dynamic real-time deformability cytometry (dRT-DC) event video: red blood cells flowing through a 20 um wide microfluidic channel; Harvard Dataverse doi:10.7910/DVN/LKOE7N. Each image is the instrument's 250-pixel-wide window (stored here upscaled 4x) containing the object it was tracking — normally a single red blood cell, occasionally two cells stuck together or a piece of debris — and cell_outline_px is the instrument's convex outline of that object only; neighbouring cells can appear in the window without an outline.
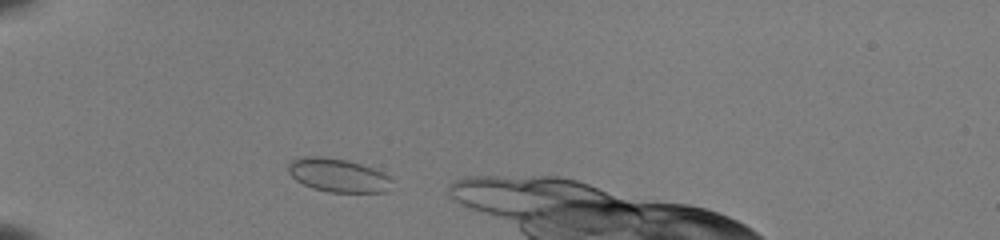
{"species": "common noctule bat (a hibernating species)", "species_latin": "Nyctalus noctula", "temperature_condition": "room temperature", "stored_images_in_passage": 12, "camera_frame_rate_fps": 3000, "um_per_image_px": 0.085, "animal": {"sex": "female", "body_mass_g": 22.0, "forearm_length_mm": 56.7}, "frame": {"image": 1, "passage_image": 3, "time_ms": 0.667, "image_size_px": [1000, 240], "cell_outline_px": [[392, 180], [388, 192], [328, 192], [312, 188], [296, 180], [288, 172], [288, 164], [292, 160], [304, 156], [320, 156], [348, 160], [384, 172]], "centroid_in_image_um": [28.73, 14.9], "position_along_channel_um": 56.3, "area_um2": 20.29}}
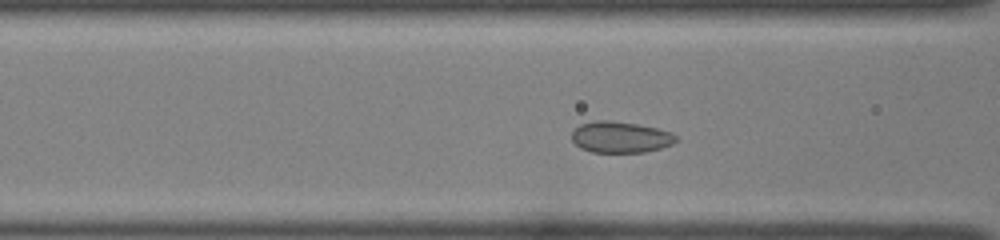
{"frame": {"image": 2, "passage_image": 9, "time_ms": 2.667, "image_size_px": [1000, 240], "cell_outline_px": [[676, 140], [672, 144], [660, 148], [644, 152], [592, 152], [580, 148], [572, 140], [572, 132], [580, 124], [596, 120], [608, 120], [636, 124], [656, 128], [672, 132], [676, 136]], "centroid_in_image_um": [52.72, 11.65], "position_along_channel_um": 113.9, "area_um2": 18.84}}